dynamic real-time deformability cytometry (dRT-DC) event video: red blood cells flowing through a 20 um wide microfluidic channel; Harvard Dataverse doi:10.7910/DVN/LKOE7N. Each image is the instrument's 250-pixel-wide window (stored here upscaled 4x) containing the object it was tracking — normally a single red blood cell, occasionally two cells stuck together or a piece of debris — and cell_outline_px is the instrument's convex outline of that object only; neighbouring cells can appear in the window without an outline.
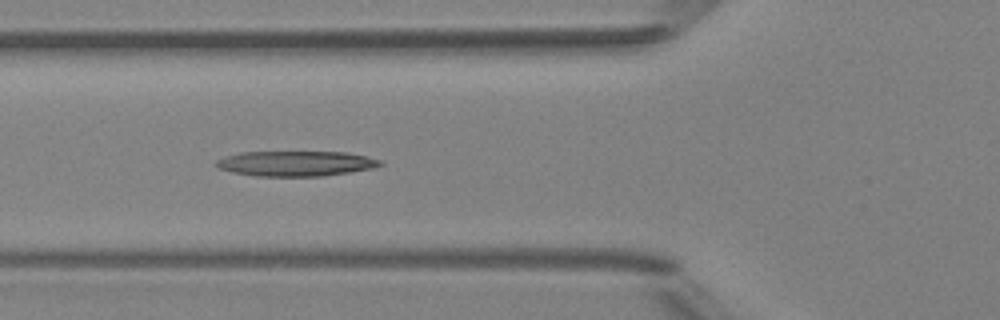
{"species": "Egyptian fruit bat (a non-hibernating species)", "species_latin": "Rousettus aegyptiacus", "temperature_condition": "room temperature", "stored_images_in_passage": 8, "camera_frame_rate_fps": 3000, "um_per_image_px": 0.085, "animal": {"sex": "female"}, "frame": {"image": 1, "passage_image": 6, "time_ms": 5.667, "image_size_px": [1000, 320], "cell_outline_px": [[384, 164], [372, 168], [324, 176], [256, 176], [232, 172], [216, 168], [212, 164], [216, 160], [224, 156], [240, 152], [344, 152], [368, 156], [380, 160]], "centroid_in_image_um": [25.08, 13.89], "position_along_channel_um": 100.7, "area_um2": 24.22}}
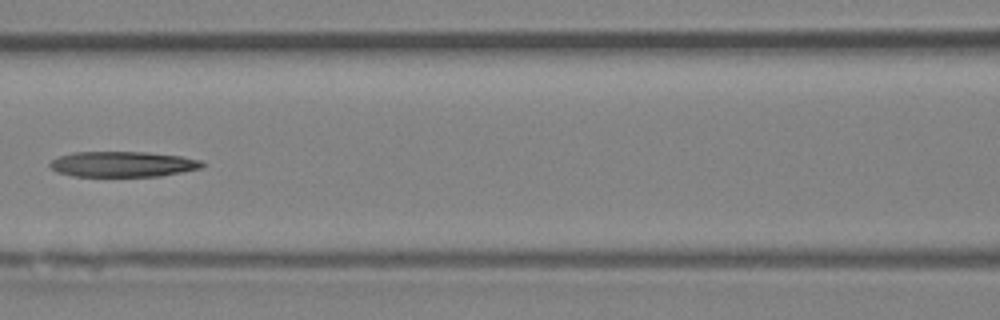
{"frame": {"image": 2, "passage_image": 7, "time_ms": 7.0, "image_size_px": [1000, 320], "cell_outline_px": [[204, 168], [160, 176], [72, 176], [56, 172], [48, 164], [52, 160], [60, 156], [72, 152], [148, 152], [180, 156], [200, 160], [204, 164]], "centroid_in_image_um": [10.44, 13.95], "position_along_channel_um": 156.2, "area_um2": 22.66}}
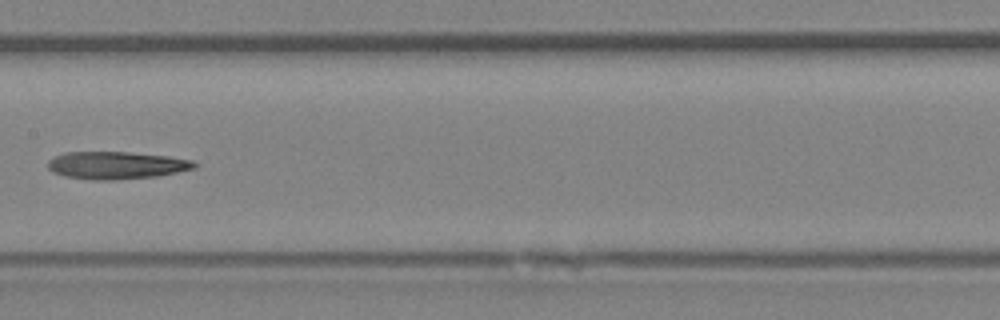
{"frame": {"image": 3, "passage_image": 8, "time_ms": 8.0, "image_size_px": [1000, 320], "cell_outline_px": [[196, 168], [156, 176], [112, 180], [92, 180], [64, 176], [52, 172], [48, 168], [48, 160], [64, 152], [128, 152], [168, 156], [192, 160], [196, 164]], "centroid_in_image_um": [9.86, 14.05], "position_along_channel_um": 197.5, "area_um2": 23.41}}